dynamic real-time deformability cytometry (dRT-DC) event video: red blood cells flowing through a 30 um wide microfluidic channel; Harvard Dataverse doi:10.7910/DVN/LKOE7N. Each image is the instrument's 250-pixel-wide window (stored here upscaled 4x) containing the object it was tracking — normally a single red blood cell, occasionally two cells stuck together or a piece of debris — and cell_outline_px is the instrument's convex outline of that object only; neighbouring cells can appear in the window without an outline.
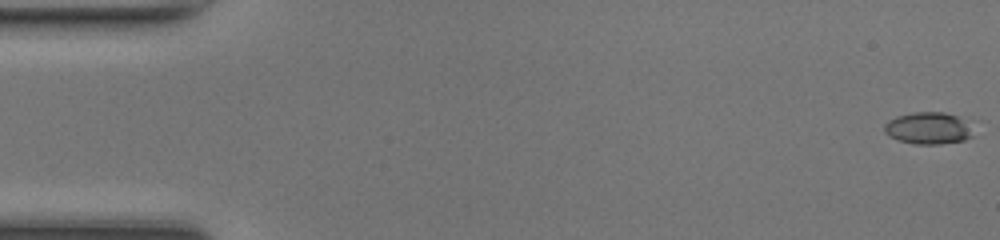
{"species": "common noctule bat (a hibernating species)", "species_latin": "Nyctalus noctula", "temperature_condition": "room temperature", "stored_images_in_passage": 49, "camera_frame_rate_fps": 3000, "um_per_image_px": 0.085, "animal": {"sex": "female", "body_mass_g": 17.0, "forearm_length_mm": 48.0}, "frame": {"image": 1, "passage_image": 1, "time_ms": 0.0, "image_size_px": [1000, 240], "cell_outline_px": [[972, 136], [964, 140], [940, 144], [916, 144], [900, 140], [888, 136], [884, 132], [884, 124], [888, 120], [896, 116], [912, 112], [944, 112], [956, 116], [960, 120]], "centroid_in_image_um": [78.77, 10.9], "position_along_channel_um": 6.2, "area_um2": 16.01}}
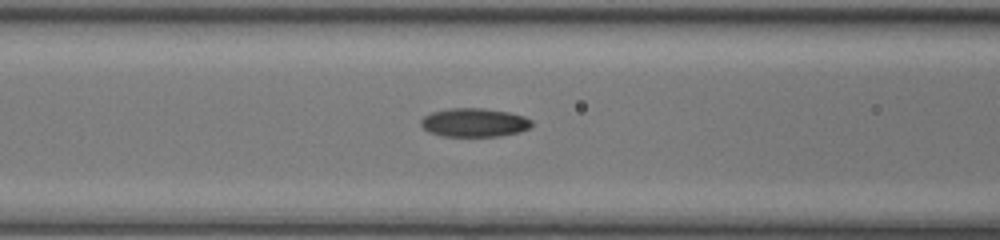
{"frame": {"image": 2, "passage_image": 20, "time_ms": 6.333, "image_size_px": [1000, 240], "cell_outline_px": [[532, 124], [528, 128], [520, 132], [500, 136], [444, 136], [428, 132], [420, 124], [420, 120], [424, 116], [432, 112], [448, 108], [484, 108], [508, 112], [524, 116], [532, 120]], "centroid_in_image_um": [40.3, 10.41], "position_along_channel_um": 126.3, "area_um2": 18.55}}
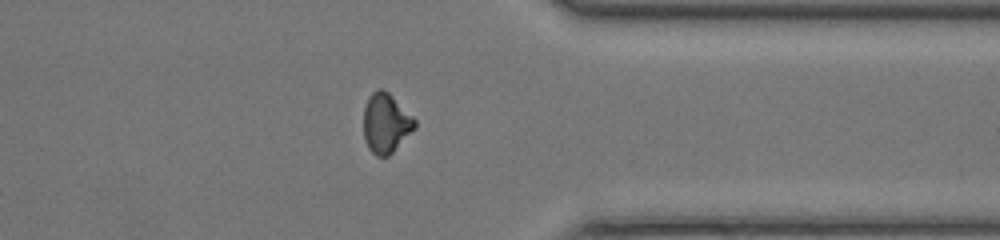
{"frame": {"image": 3, "passage_image": 38, "time_ms": 12.333, "image_size_px": [1000, 240], "cell_outline_px": [[416, 128], [388, 156], [376, 156], [368, 148], [364, 140], [364, 108], [368, 96], [372, 92], [380, 88], [384, 88], [416, 120]], "centroid_in_image_um": [32.79, 10.46], "position_along_channel_um": 378.6, "area_um2": 17.74}, "authors_computed_cell_mechanics": {"area_um2": 17.2822, "velocity_mm_per_s": 4.3528, "shape_relaxation_time_tau1_ms": 5.2167, "shape_relaxation_time_tau2_ms": 2.723, "deformation_change_tau1": 0.1864, "deformation_change_tau2": 0.0906}}